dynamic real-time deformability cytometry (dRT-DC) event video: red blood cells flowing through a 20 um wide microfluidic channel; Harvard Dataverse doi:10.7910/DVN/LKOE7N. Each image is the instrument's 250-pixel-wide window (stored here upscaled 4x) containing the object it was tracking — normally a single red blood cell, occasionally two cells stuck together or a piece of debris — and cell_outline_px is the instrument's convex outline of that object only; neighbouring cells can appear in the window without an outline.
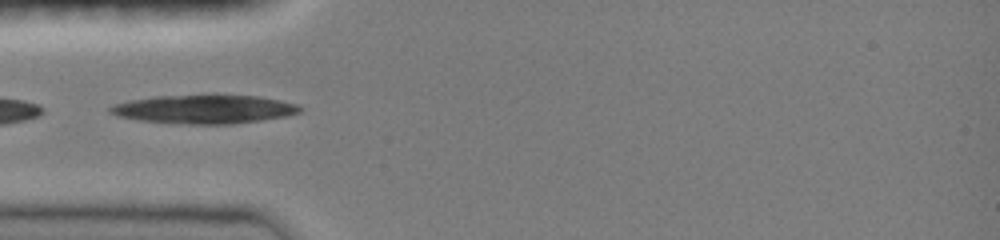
{"species": "common noctule bat (a hibernating species)", "species_latin": "Nyctalus noctula", "temperature_condition": "room temperature", "stored_images_in_passage": 32, "camera_frame_rate_fps": 3000, "um_per_image_px": 0.085, "animal": {"sex": "female", "body_mass_g": 19.0, "forearm_length_mm": 51.5}, "frame": {"image": 1, "passage_image": 1, "time_ms": 0.0, "image_size_px": [1000, 240], "cell_outline_px": [[304, 108], [300, 112], [288, 116], [236, 124], [176, 124], [140, 120], [116, 116], [108, 112], [108, 108], [116, 104], [128, 100], [156, 96], [212, 92], [260, 96], [300, 104]], "centroid_in_image_um": [17.41, 9.24], "position_along_channel_um": 67.6, "area_um2": 33.29}}
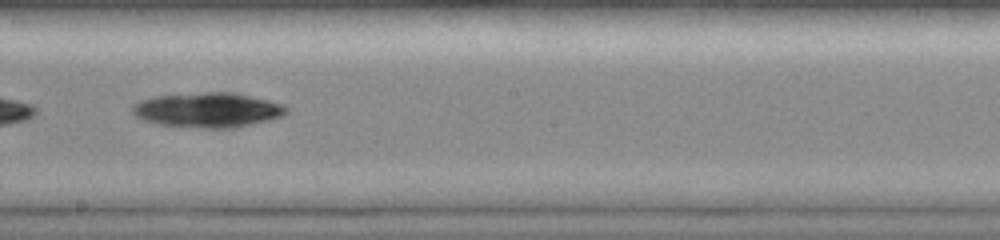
{"frame": {"image": 2, "passage_image": 13, "time_ms": 4.0, "image_size_px": [1000, 240], "cell_outline_px": [[288, 112], [280, 116], [268, 120], [236, 128], [204, 128], [160, 124], [144, 120], [136, 116], [132, 112], [132, 104], [140, 100], [156, 96], [204, 92], [236, 92], [284, 104], [288, 108]], "centroid_in_image_um": [17.68, 9.34], "position_along_channel_um": 230.5, "area_um2": 31.21}}
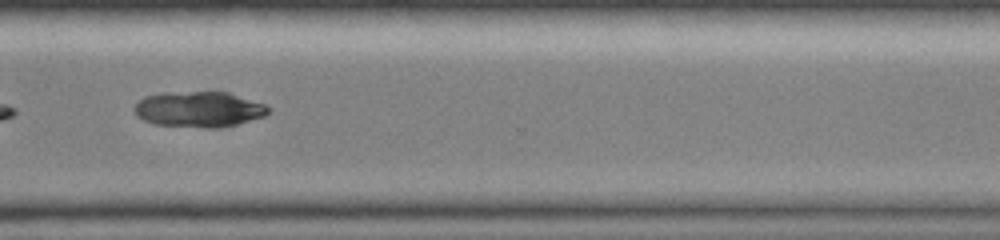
{"frame": {"image": 3, "passage_image": 22, "time_ms": 7.0, "image_size_px": [1000, 240], "cell_outline_px": [[272, 108], [264, 116], [236, 124], [220, 128], [208, 128], [152, 124], [136, 116], [136, 104], [144, 96], [160, 92], [228, 92], [264, 104]], "centroid_in_image_um": [16.9, 9.29], "position_along_channel_um": 353.7, "area_um2": 27.8}}